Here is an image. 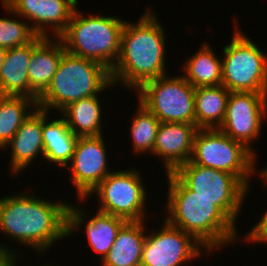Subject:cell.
<instances>
[{
	"instance_id": "cell-27",
	"label": "cell",
	"mask_w": 267,
	"mask_h": 266,
	"mask_svg": "<svg viewBox=\"0 0 267 266\" xmlns=\"http://www.w3.org/2000/svg\"><path fill=\"white\" fill-rule=\"evenodd\" d=\"M38 34L31 28V24L9 17H0V47L12 49L31 43Z\"/></svg>"
},
{
	"instance_id": "cell-4",
	"label": "cell",
	"mask_w": 267,
	"mask_h": 266,
	"mask_svg": "<svg viewBox=\"0 0 267 266\" xmlns=\"http://www.w3.org/2000/svg\"><path fill=\"white\" fill-rule=\"evenodd\" d=\"M111 85L110 70L104 65L65 52L50 85L39 96L37 107L61 112L70 103L95 96Z\"/></svg>"
},
{
	"instance_id": "cell-19",
	"label": "cell",
	"mask_w": 267,
	"mask_h": 266,
	"mask_svg": "<svg viewBox=\"0 0 267 266\" xmlns=\"http://www.w3.org/2000/svg\"><path fill=\"white\" fill-rule=\"evenodd\" d=\"M144 221H127L103 258L101 266H134L141 262L146 241ZM145 230V231H144Z\"/></svg>"
},
{
	"instance_id": "cell-29",
	"label": "cell",
	"mask_w": 267,
	"mask_h": 266,
	"mask_svg": "<svg viewBox=\"0 0 267 266\" xmlns=\"http://www.w3.org/2000/svg\"><path fill=\"white\" fill-rule=\"evenodd\" d=\"M13 250L6 248V246H0V266H16V256ZM16 260V261H15Z\"/></svg>"
},
{
	"instance_id": "cell-11",
	"label": "cell",
	"mask_w": 267,
	"mask_h": 266,
	"mask_svg": "<svg viewBox=\"0 0 267 266\" xmlns=\"http://www.w3.org/2000/svg\"><path fill=\"white\" fill-rule=\"evenodd\" d=\"M264 119H267V93L230 92L224 120L218 130L255 155L250 143L259 138Z\"/></svg>"
},
{
	"instance_id": "cell-13",
	"label": "cell",
	"mask_w": 267,
	"mask_h": 266,
	"mask_svg": "<svg viewBox=\"0 0 267 266\" xmlns=\"http://www.w3.org/2000/svg\"><path fill=\"white\" fill-rule=\"evenodd\" d=\"M106 149L103 135L78 137L70 165L72 182L80 199H87L111 173L107 170Z\"/></svg>"
},
{
	"instance_id": "cell-9",
	"label": "cell",
	"mask_w": 267,
	"mask_h": 266,
	"mask_svg": "<svg viewBox=\"0 0 267 266\" xmlns=\"http://www.w3.org/2000/svg\"><path fill=\"white\" fill-rule=\"evenodd\" d=\"M196 195L212 200L235 226L249 189L233 174L190 161L174 172Z\"/></svg>"
},
{
	"instance_id": "cell-3",
	"label": "cell",
	"mask_w": 267,
	"mask_h": 266,
	"mask_svg": "<svg viewBox=\"0 0 267 266\" xmlns=\"http://www.w3.org/2000/svg\"><path fill=\"white\" fill-rule=\"evenodd\" d=\"M166 176L169 184L166 212L170 216L164 221L192 234L208 253L236 241V226L212 200L196 195L174 172Z\"/></svg>"
},
{
	"instance_id": "cell-1",
	"label": "cell",
	"mask_w": 267,
	"mask_h": 266,
	"mask_svg": "<svg viewBox=\"0 0 267 266\" xmlns=\"http://www.w3.org/2000/svg\"><path fill=\"white\" fill-rule=\"evenodd\" d=\"M74 206L24 193L2 197L0 231L38 253L45 252L84 224L85 211Z\"/></svg>"
},
{
	"instance_id": "cell-26",
	"label": "cell",
	"mask_w": 267,
	"mask_h": 266,
	"mask_svg": "<svg viewBox=\"0 0 267 266\" xmlns=\"http://www.w3.org/2000/svg\"><path fill=\"white\" fill-rule=\"evenodd\" d=\"M138 108L130 127V136L133 141L132 146L138 154L142 152L152 154L160 121L141 103H139Z\"/></svg>"
},
{
	"instance_id": "cell-21",
	"label": "cell",
	"mask_w": 267,
	"mask_h": 266,
	"mask_svg": "<svg viewBox=\"0 0 267 266\" xmlns=\"http://www.w3.org/2000/svg\"><path fill=\"white\" fill-rule=\"evenodd\" d=\"M230 91L223 85L195 88V119L198 129H218L225 116Z\"/></svg>"
},
{
	"instance_id": "cell-5",
	"label": "cell",
	"mask_w": 267,
	"mask_h": 266,
	"mask_svg": "<svg viewBox=\"0 0 267 266\" xmlns=\"http://www.w3.org/2000/svg\"><path fill=\"white\" fill-rule=\"evenodd\" d=\"M125 22L112 16L83 17L76 7L66 29L57 38L67 53L99 62L111 71L120 54Z\"/></svg>"
},
{
	"instance_id": "cell-16",
	"label": "cell",
	"mask_w": 267,
	"mask_h": 266,
	"mask_svg": "<svg viewBox=\"0 0 267 266\" xmlns=\"http://www.w3.org/2000/svg\"><path fill=\"white\" fill-rule=\"evenodd\" d=\"M44 38L38 35L27 45L7 49L0 69V95L27 96L37 102L39 95L29 85L28 65L33 49Z\"/></svg>"
},
{
	"instance_id": "cell-23",
	"label": "cell",
	"mask_w": 267,
	"mask_h": 266,
	"mask_svg": "<svg viewBox=\"0 0 267 266\" xmlns=\"http://www.w3.org/2000/svg\"><path fill=\"white\" fill-rule=\"evenodd\" d=\"M195 55L184 63L182 76L195 88L222 85V61L205 42Z\"/></svg>"
},
{
	"instance_id": "cell-6",
	"label": "cell",
	"mask_w": 267,
	"mask_h": 266,
	"mask_svg": "<svg viewBox=\"0 0 267 266\" xmlns=\"http://www.w3.org/2000/svg\"><path fill=\"white\" fill-rule=\"evenodd\" d=\"M222 85L230 92L267 93V55L237 29L224 46Z\"/></svg>"
},
{
	"instance_id": "cell-2",
	"label": "cell",
	"mask_w": 267,
	"mask_h": 266,
	"mask_svg": "<svg viewBox=\"0 0 267 266\" xmlns=\"http://www.w3.org/2000/svg\"><path fill=\"white\" fill-rule=\"evenodd\" d=\"M150 11L146 10L137 23L125 22L120 54L110 71L113 84L120 82L138 90L146 82L166 75L165 33Z\"/></svg>"
},
{
	"instance_id": "cell-8",
	"label": "cell",
	"mask_w": 267,
	"mask_h": 266,
	"mask_svg": "<svg viewBox=\"0 0 267 266\" xmlns=\"http://www.w3.org/2000/svg\"><path fill=\"white\" fill-rule=\"evenodd\" d=\"M137 91L139 103L160 122L196 125L195 87L182 75L160 76L146 82Z\"/></svg>"
},
{
	"instance_id": "cell-20",
	"label": "cell",
	"mask_w": 267,
	"mask_h": 266,
	"mask_svg": "<svg viewBox=\"0 0 267 266\" xmlns=\"http://www.w3.org/2000/svg\"><path fill=\"white\" fill-rule=\"evenodd\" d=\"M47 114L48 111L43 109V158L50 163L67 168L75 151L78 137L70 130L63 117L48 122Z\"/></svg>"
},
{
	"instance_id": "cell-28",
	"label": "cell",
	"mask_w": 267,
	"mask_h": 266,
	"mask_svg": "<svg viewBox=\"0 0 267 266\" xmlns=\"http://www.w3.org/2000/svg\"><path fill=\"white\" fill-rule=\"evenodd\" d=\"M246 237L248 240H250V242L267 243V212L264 213L259 223L251 228V231L247 234Z\"/></svg>"
},
{
	"instance_id": "cell-17",
	"label": "cell",
	"mask_w": 267,
	"mask_h": 266,
	"mask_svg": "<svg viewBox=\"0 0 267 266\" xmlns=\"http://www.w3.org/2000/svg\"><path fill=\"white\" fill-rule=\"evenodd\" d=\"M43 109L36 107L23 121L12 139L3 148L11 147V172L16 175L23 171L40 153L44 157ZM10 145V146H9ZM8 146V147H7ZM20 171V172H19Z\"/></svg>"
},
{
	"instance_id": "cell-7",
	"label": "cell",
	"mask_w": 267,
	"mask_h": 266,
	"mask_svg": "<svg viewBox=\"0 0 267 266\" xmlns=\"http://www.w3.org/2000/svg\"><path fill=\"white\" fill-rule=\"evenodd\" d=\"M189 161L233 174L247 188H249L250 175L256 172L255 155L242 143L233 140L218 129L197 130Z\"/></svg>"
},
{
	"instance_id": "cell-30",
	"label": "cell",
	"mask_w": 267,
	"mask_h": 266,
	"mask_svg": "<svg viewBox=\"0 0 267 266\" xmlns=\"http://www.w3.org/2000/svg\"><path fill=\"white\" fill-rule=\"evenodd\" d=\"M6 54H7V49L0 47V69L3 65Z\"/></svg>"
},
{
	"instance_id": "cell-10",
	"label": "cell",
	"mask_w": 267,
	"mask_h": 266,
	"mask_svg": "<svg viewBox=\"0 0 267 266\" xmlns=\"http://www.w3.org/2000/svg\"><path fill=\"white\" fill-rule=\"evenodd\" d=\"M136 170L112 171L91 192L100 201L101 212L126 221H143L146 190Z\"/></svg>"
},
{
	"instance_id": "cell-24",
	"label": "cell",
	"mask_w": 267,
	"mask_h": 266,
	"mask_svg": "<svg viewBox=\"0 0 267 266\" xmlns=\"http://www.w3.org/2000/svg\"><path fill=\"white\" fill-rule=\"evenodd\" d=\"M36 107L37 102L27 96L0 95L1 150L12 139L23 121ZM28 109L29 111H27Z\"/></svg>"
},
{
	"instance_id": "cell-12",
	"label": "cell",
	"mask_w": 267,
	"mask_h": 266,
	"mask_svg": "<svg viewBox=\"0 0 267 266\" xmlns=\"http://www.w3.org/2000/svg\"><path fill=\"white\" fill-rule=\"evenodd\" d=\"M162 227L158 232L146 235L141 259L145 266H181L196 259L201 254V247L205 248L192 234L166 221Z\"/></svg>"
},
{
	"instance_id": "cell-25",
	"label": "cell",
	"mask_w": 267,
	"mask_h": 266,
	"mask_svg": "<svg viewBox=\"0 0 267 266\" xmlns=\"http://www.w3.org/2000/svg\"><path fill=\"white\" fill-rule=\"evenodd\" d=\"M88 221L85 225V231L89 244L96 253L101 255L103 260L111 249L118 231L127 221L99 210Z\"/></svg>"
},
{
	"instance_id": "cell-18",
	"label": "cell",
	"mask_w": 267,
	"mask_h": 266,
	"mask_svg": "<svg viewBox=\"0 0 267 266\" xmlns=\"http://www.w3.org/2000/svg\"><path fill=\"white\" fill-rule=\"evenodd\" d=\"M65 52L62 41L59 38L51 40L49 35L33 49L28 65V80L39 96L50 85Z\"/></svg>"
},
{
	"instance_id": "cell-14",
	"label": "cell",
	"mask_w": 267,
	"mask_h": 266,
	"mask_svg": "<svg viewBox=\"0 0 267 266\" xmlns=\"http://www.w3.org/2000/svg\"><path fill=\"white\" fill-rule=\"evenodd\" d=\"M11 15L33 21L31 28L40 36L47 37L45 25H50L55 39L66 29L78 0H1Z\"/></svg>"
},
{
	"instance_id": "cell-31",
	"label": "cell",
	"mask_w": 267,
	"mask_h": 266,
	"mask_svg": "<svg viewBox=\"0 0 267 266\" xmlns=\"http://www.w3.org/2000/svg\"><path fill=\"white\" fill-rule=\"evenodd\" d=\"M260 171L261 172L257 174H260L259 176L263 178L265 184L267 185V167L265 166V169H261Z\"/></svg>"
},
{
	"instance_id": "cell-15",
	"label": "cell",
	"mask_w": 267,
	"mask_h": 266,
	"mask_svg": "<svg viewBox=\"0 0 267 266\" xmlns=\"http://www.w3.org/2000/svg\"><path fill=\"white\" fill-rule=\"evenodd\" d=\"M197 130L194 124L160 122L152 154L163 159L166 174L190 160Z\"/></svg>"
},
{
	"instance_id": "cell-22",
	"label": "cell",
	"mask_w": 267,
	"mask_h": 266,
	"mask_svg": "<svg viewBox=\"0 0 267 266\" xmlns=\"http://www.w3.org/2000/svg\"><path fill=\"white\" fill-rule=\"evenodd\" d=\"M98 96H89L70 103L61 112L70 130L77 137L102 134L101 103Z\"/></svg>"
},
{
	"instance_id": "cell-32",
	"label": "cell",
	"mask_w": 267,
	"mask_h": 266,
	"mask_svg": "<svg viewBox=\"0 0 267 266\" xmlns=\"http://www.w3.org/2000/svg\"><path fill=\"white\" fill-rule=\"evenodd\" d=\"M134 266H145L142 262L135 264Z\"/></svg>"
}]
</instances>
